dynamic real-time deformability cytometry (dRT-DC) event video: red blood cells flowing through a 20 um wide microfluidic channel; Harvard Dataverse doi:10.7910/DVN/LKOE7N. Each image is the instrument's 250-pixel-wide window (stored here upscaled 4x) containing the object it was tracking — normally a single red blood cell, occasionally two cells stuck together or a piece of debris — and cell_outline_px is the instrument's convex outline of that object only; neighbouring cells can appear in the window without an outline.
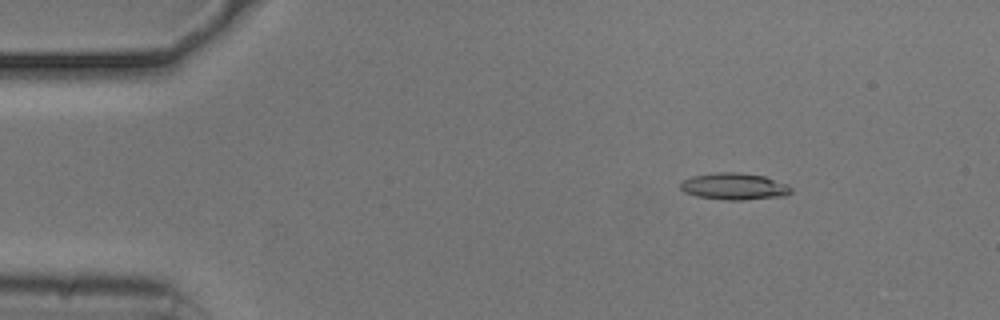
{"species": "common noctule bat (a hibernating species)", "species_latin": "Nyctalus noctula", "temperature_condition": "cold", "stored_images_in_passage": 54, "camera_frame_rate_fps": 3000, "um_per_image_px": 0.085, "animal": {"sex": "male", "body_mass_g": 20.5, "forearm_length_mm": 52.5}, "frame": {"image": 1, "passage_image": 8, "time_ms": 2.333, "image_size_px": [1000, 320], "cell_outline_px": [[792, 192], [788, 196], [744, 200], [724, 200], [696, 196], [684, 192], [680, 188], [680, 180], [692, 176], [716, 172], [736, 172], [764, 176], [788, 184], [792, 188]], "centroid_in_image_um": [62.42, 15.85], "position_along_channel_um": 22.6, "area_um2": 17.57}}
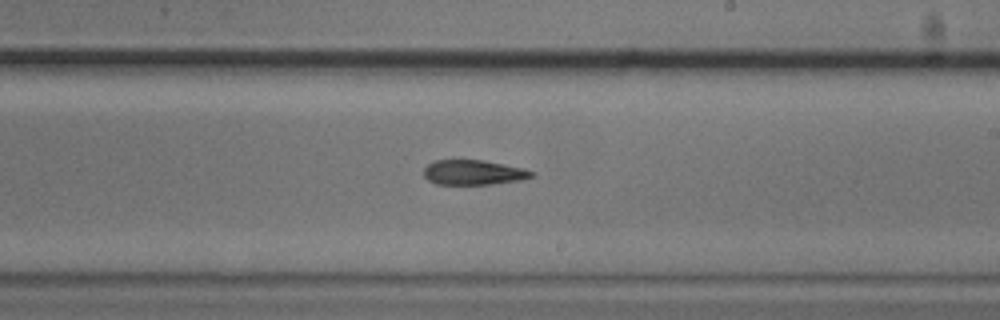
{"frame": {"image": 2, "passage_image": 32, "time_ms": 10.333, "image_size_px": [1000, 320], "cell_outline_px": [[536, 176], [520, 180], [492, 184], [436, 184], [428, 180], [424, 176], [424, 168], [432, 160], [460, 156], [484, 160], [524, 168], [532, 172]], "centroid_in_image_um": [40.18, 14.6], "position_along_channel_um": 248.8, "area_um2": 16.42}}
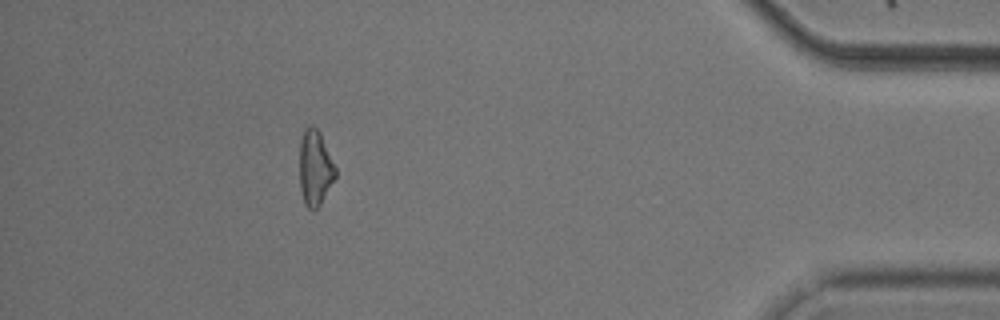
{"frame": {"image": 3, "passage_image": 49, "time_ms": 16.0, "image_size_px": [1000, 320], "cell_outline_px": [[336, 176], [320, 204], [312, 212], [304, 204], [300, 188], [300, 140], [304, 128], [308, 124], [312, 124], [320, 132], [336, 168]], "centroid_in_image_um": [26.76, 14.25], "position_along_channel_um": 408.4, "area_um2": 15.84}, "authors_computed_cell_mechanics": {"area_um2": 16.4152, "velocity_mm_per_s": 3.7507, "shape_relaxation_time_tau1_ms": 7.4094, "shape_relaxation_time_tau2_ms": 10.3255, "deformation_change_tau1": 0.1739, "deformation_change_tau2": 0.2545}}